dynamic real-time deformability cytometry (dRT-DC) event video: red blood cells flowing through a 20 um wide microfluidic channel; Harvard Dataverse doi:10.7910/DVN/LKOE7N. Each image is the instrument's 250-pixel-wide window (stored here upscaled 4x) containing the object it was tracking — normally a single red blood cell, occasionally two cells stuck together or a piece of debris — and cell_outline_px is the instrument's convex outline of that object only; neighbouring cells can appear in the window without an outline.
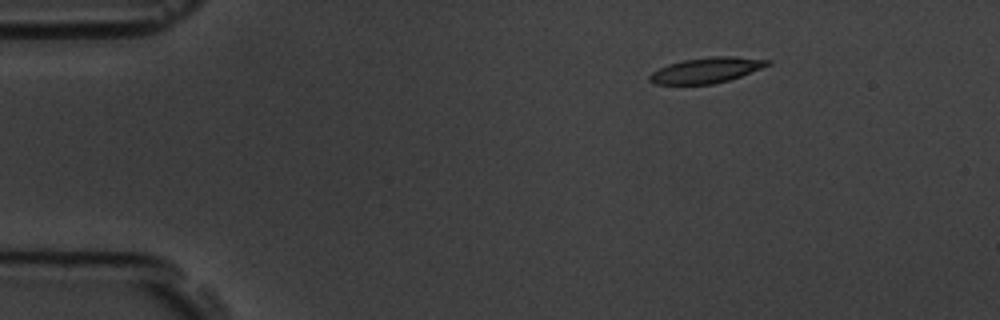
{"species": "common noctule bat (a hibernating species)", "species_latin": "Nyctalus noctula", "temperature_condition": "room temperature", "stored_images_in_passage": 50, "camera_frame_rate_fps": 3000, "um_per_image_px": 0.085, "animal": {"sex": "male", "body_mass_g": 19.5, "forearm_length_mm": 54.6}, "frame": {"image": 1, "passage_image": 1, "time_ms": 0.0, "image_size_px": [1000, 320], "cell_outline_px": [[772, 64], [740, 76], [728, 80], [712, 84], [652, 84], [648, 80], [648, 76], [652, 72], [668, 64], [684, 60], [712, 56], [732, 56], [772, 60]], "centroid_in_image_um": [60.04, 5.96], "position_along_channel_um": 25.0, "area_um2": 17.46}}
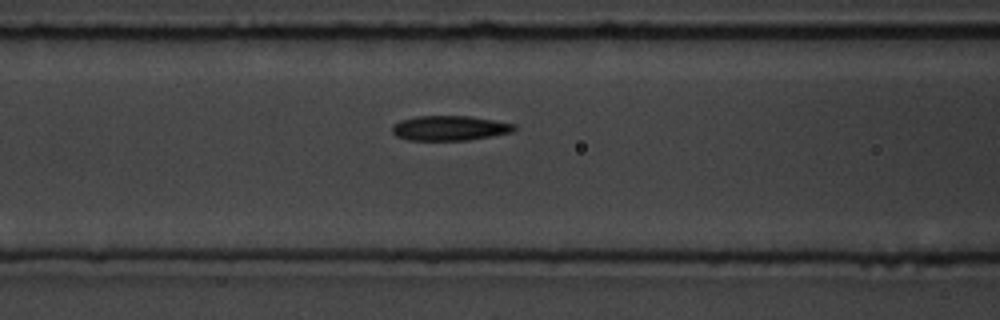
{"frame": {"image": 2, "passage_image": 16, "time_ms": 5.0, "image_size_px": [1000, 320], "cell_outline_px": [[516, 128], [512, 132], [492, 136], [468, 140], [408, 140], [396, 136], [392, 132], [392, 124], [400, 120], [416, 116], [468, 116], [516, 124]], "centroid_in_image_um": [38.19, 10.89], "position_along_channel_um": 128.4, "area_um2": 17.69}}
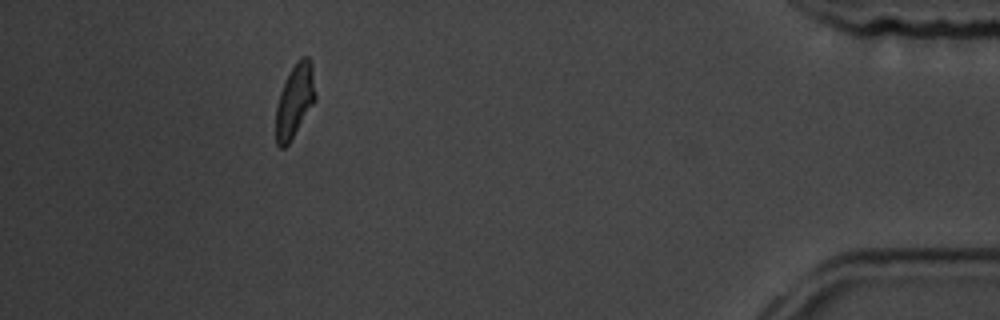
{"frame": {"image": 3, "passage_image": 45, "time_ms": 14.667, "image_size_px": [1000, 320], "cell_outline_px": [[316, 100], [288, 144], [284, 148], [280, 148], [276, 144], [276, 108], [280, 92], [296, 60], [300, 56], [308, 56], [312, 64], [316, 92]], "centroid_in_image_um": [25.07, 8.54], "position_along_channel_um": 410.1, "area_um2": 16.82}, "authors_computed_cell_mechanics": {"area_um2": 17.8024, "velocity_mm_per_s": 3.5156, "shape_relaxation_time_tau1_ms": 5.4614, "shape_relaxation_time_tau2_ms": 2.8677, "deformation_change_tau1": 0.1742, "deformation_change_tau2": 0.096}}